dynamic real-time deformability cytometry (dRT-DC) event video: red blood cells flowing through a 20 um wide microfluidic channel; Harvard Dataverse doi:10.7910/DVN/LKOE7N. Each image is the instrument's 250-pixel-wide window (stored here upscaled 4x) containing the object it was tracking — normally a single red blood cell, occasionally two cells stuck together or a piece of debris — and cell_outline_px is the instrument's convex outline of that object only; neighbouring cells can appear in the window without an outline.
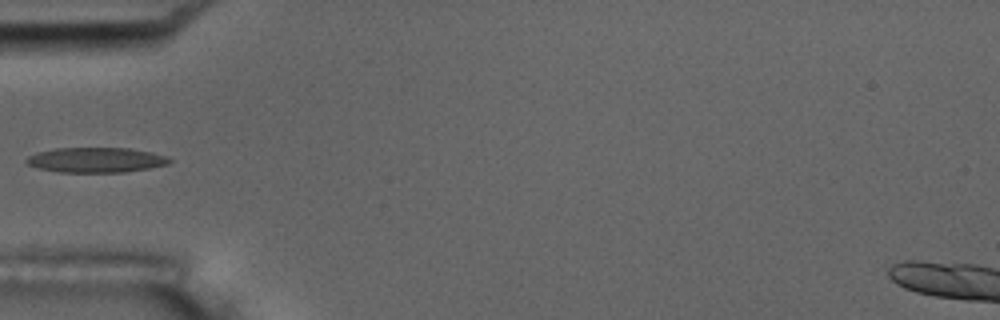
{"species": "common noctule bat (a hibernating species)", "species_latin": "Nyctalus noctula", "temperature_condition": "room temperature", "stored_images_in_passage": 17, "camera_frame_rate_fps": 3000, "um_per_image_px": 0.085, "animal": {"sex": "male", "body_mass_g": 17.5, "forearm_length_mm": 52.3}, "frame": {"image": 1, "passage_image": 6, "time_ms": 5.667, "image_size_px": [1000, 320], "cell_outline_px": [[172, 160], [168, 164], [148, 168], [124, 172], [60, 172], [36, 168], [28, 164], [24, 160], [28, 156], [36, 152], [56, 148], [128, 148], [152, 152], [164, 156]], "centroid_in_image_um": [8.11, 13.59], "position_along_channel_um": 76.9, "area_um2": 20.81}, "authors_computed_cell_mechanics": {"area_um2": 19.9988, "velocity_mm_per_s": 3.5235, "shape_relaxation_time_tau1_ms": null, "shape_relaxation_time_tau2_ms": 3.1036, "deformation_change_tau1": null, "deformation_change_tau2": 0.1084}}